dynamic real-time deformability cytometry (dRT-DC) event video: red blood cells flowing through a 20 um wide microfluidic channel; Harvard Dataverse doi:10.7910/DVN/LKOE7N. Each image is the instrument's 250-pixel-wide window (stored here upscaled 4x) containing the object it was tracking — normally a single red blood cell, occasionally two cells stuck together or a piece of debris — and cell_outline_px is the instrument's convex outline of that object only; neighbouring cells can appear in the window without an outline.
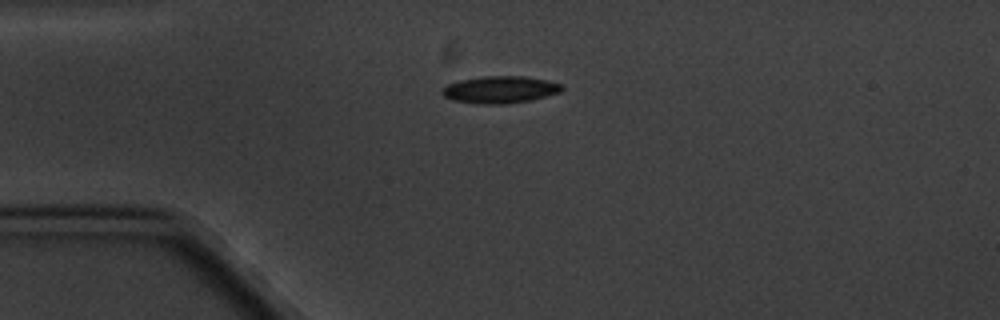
{"species": "common noctule bat (a hibernating species)", "species_latin": "Nyctalus noctula", "temperature_condition": "cold", "stored_images_in_passage": 2, "camera_frame_rate_fps": 3000, "um_per_image_px": 0.085, "animal": {"sex": "male", "body_mass_g": 20.1, "forearm_length_mm": 53.5}, "frame": {"image": 1, "passage_image": 1, "time_ms": 0.0, "image_size_px": [1000, 320], "cell_outline_px": [[564, 88], [560, 92], [528, 100], [504, 104], [480, 104], [452, 100], [444, 96], [440, 92], [440, 88], [448, 84], [460, 80], [480, 76], [524, 76], [548, 80], [560, 84]], "centroid_in_image_um": [42.45, 7.61], "position_along_channel_um": 42.6, "area_um2": 18.9}}